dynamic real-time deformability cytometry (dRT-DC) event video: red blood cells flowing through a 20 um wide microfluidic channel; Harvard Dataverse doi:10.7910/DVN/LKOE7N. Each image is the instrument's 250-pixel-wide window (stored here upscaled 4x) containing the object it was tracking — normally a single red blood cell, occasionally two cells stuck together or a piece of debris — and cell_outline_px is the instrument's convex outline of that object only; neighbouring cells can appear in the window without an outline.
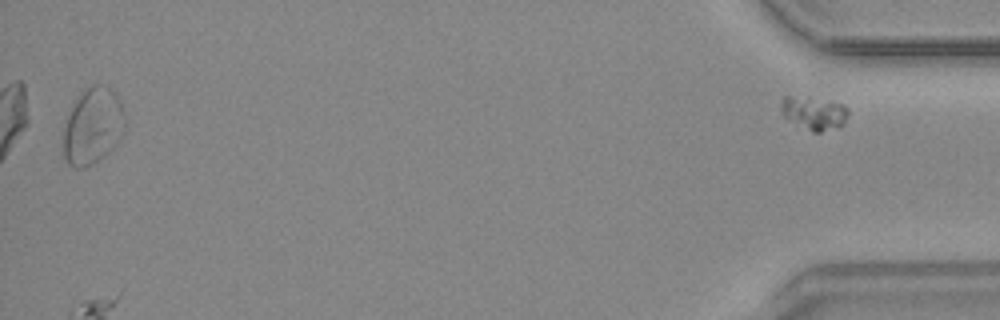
{"species": "common noctule bat (a hibernating species)", "species_latin": "Nyctalus noctula", "temperature_condition": "warm", "stored_images_in_passage": 39, "camera_frame_rate_fps": 3000, "um_per_image_px": 0.085, "animal": {"sex": "male", "body_mass_g": 20.4}, "frame": {"image": 1, "passage_image": 39, "time_ms": 12.667, "image_size_px": [1000, 320], "cell_outline_px": [[848, 116], [844, 124], [820, 132], [812, 132], [784, 116], [780, 112], [780, 104], [784, 96], [792, 96], [844, 104], [848, 108]], "centroid_in_image_um": [69.18, 9.61], "position_along_channel_um": 366.0, "area_um2": 12.6}}